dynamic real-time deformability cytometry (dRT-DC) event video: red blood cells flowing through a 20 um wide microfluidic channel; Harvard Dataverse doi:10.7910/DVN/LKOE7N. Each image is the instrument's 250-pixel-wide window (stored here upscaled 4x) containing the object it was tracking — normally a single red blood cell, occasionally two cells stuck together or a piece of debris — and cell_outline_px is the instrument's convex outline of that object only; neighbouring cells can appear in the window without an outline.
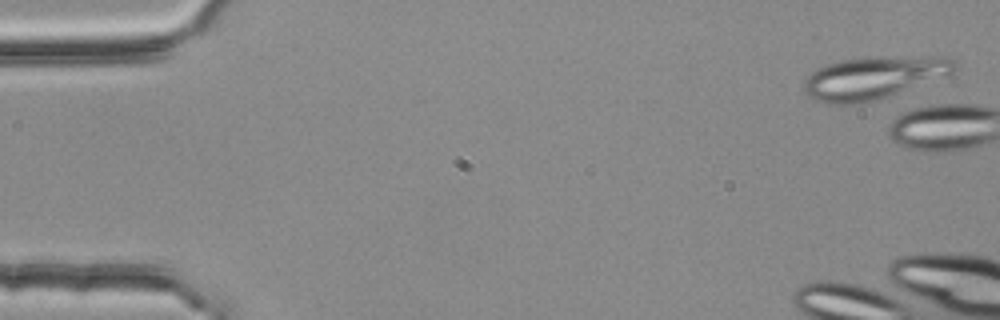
{"species": "common noctule bat (a hibernating species)", "species_latin": "Nyctalus noctula", "temperature_condition": "room temperature", "stored_images_in_passage": 4, "camera_frame_rate_fps": 3000, "um_per_image_px": 0.085, "animal": {"sex": "female", "body_mass_g": 25.1}, "frame": {"image": 1, "passage_image": 1, "time_ms": 0.0, "image_size_px": [1000, 320], "cell_outline_px": [[960, 68], [952, 72], [888, 96], [876, 100], [856, 104], [828, 104], [816, 100], [808, 96], [804, 92], [804, 80], [816, 68], [840, 60], [876, 56], [948, 56], [956, 60], [960, 64]], "centroid_in_image_um": [74.27, 6.58], "position_along_channel_um": 10.7, "area_um2": 37.51}}